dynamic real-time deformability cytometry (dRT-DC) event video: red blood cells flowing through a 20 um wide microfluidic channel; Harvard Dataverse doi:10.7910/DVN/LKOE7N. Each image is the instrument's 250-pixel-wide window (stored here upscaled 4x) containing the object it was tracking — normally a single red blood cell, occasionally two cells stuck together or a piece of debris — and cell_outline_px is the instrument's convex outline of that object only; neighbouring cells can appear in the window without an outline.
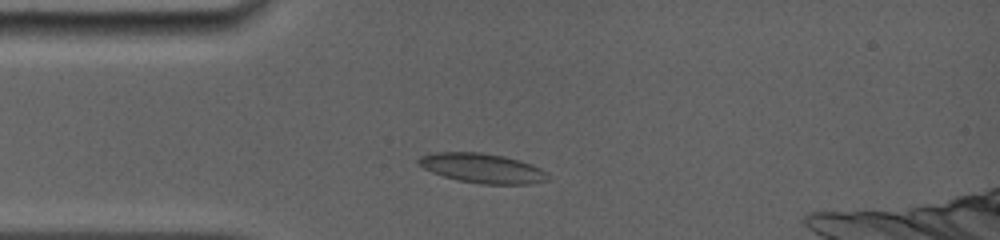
{"species": "common noctule bat (a hibernating species)", "species_latin": "Nyctalus noctula", "temperature_condition": "room temperature", "stored_images_in_passage": 20, "camera_frame_rate_fps": 5000, "um_per_image_px": 0.085, "animal": {"sex": "female", "body_mass_g": 19.0, "forearm_length_mm": 56.7}, "frame": {"image": 1, "passage_image": 3, "time_ms": 2.0, "image_size_px": [1000, 240], "cell_outline_px": [[548, 180], [532, 184], [480, 184], [456, 180], [432, 172], [424, 168], [416, 160], [420, 156], [436, 152], [480, 152], [504, 156], [520, 160], [532, 164], [548, 172]], "centroid_in_image_um": [41.02, 14.3], "position_along_channel_um": 44.0, "area_um2": 22.43}}
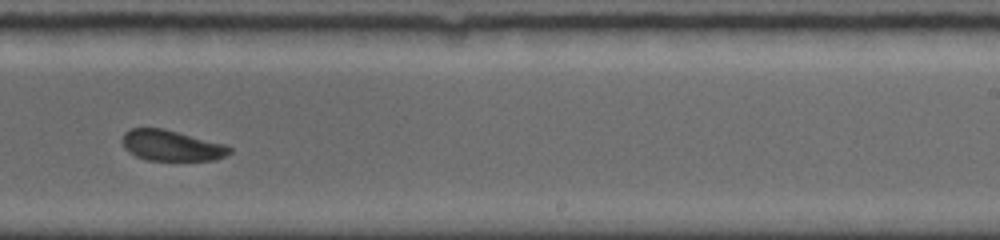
{"frame": {"image": 2, "passage_image": 13, "time_ms": 8.2, "image_size_px": [1000, 240], "cell_outline_px": [[232, 152], [216, 160], [148, 160], [136, 156], [128, 152], [124, 148], [120, 140], [124, 132], [132, 128], [164, 128], [224, 144], [232, 148]], "centroid_in_image_um": [14.54, 12.37], "position_along_channel_um": 274.5, "area_um2": 19.31}}
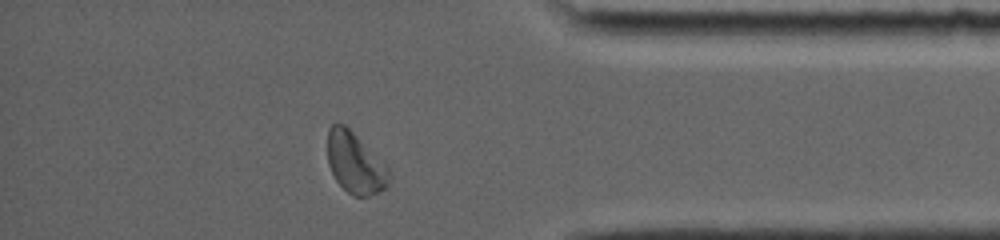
{"frame": {"image": 3, "passage_image": 19, "time_ms": 11.8, "image_size_px": [1000, 240], "cell_outline_px": [[392, 176], [388, 184], [384, 188], [368, 196], [356, 196], [348, 192], [336, 180], [328, 164], [328, 128], [332, 124], [344, 124], [388, 168]], "centroid_in_image_um": [30.18, 13.87], "position_along_channel_um": 405.0, "area_um2": 21.27}, "authors_computed_cell_mechanics": {"area_um2": 20.5768, "velocity_mm_per_s": 3.921, "shape_relaxation_time_tau1_ms": 5.6457, "shape_relaxation_time_tau2_ms": null, "deformation_change_tau1": 0.0936, "deformation_change_tau2": null}}